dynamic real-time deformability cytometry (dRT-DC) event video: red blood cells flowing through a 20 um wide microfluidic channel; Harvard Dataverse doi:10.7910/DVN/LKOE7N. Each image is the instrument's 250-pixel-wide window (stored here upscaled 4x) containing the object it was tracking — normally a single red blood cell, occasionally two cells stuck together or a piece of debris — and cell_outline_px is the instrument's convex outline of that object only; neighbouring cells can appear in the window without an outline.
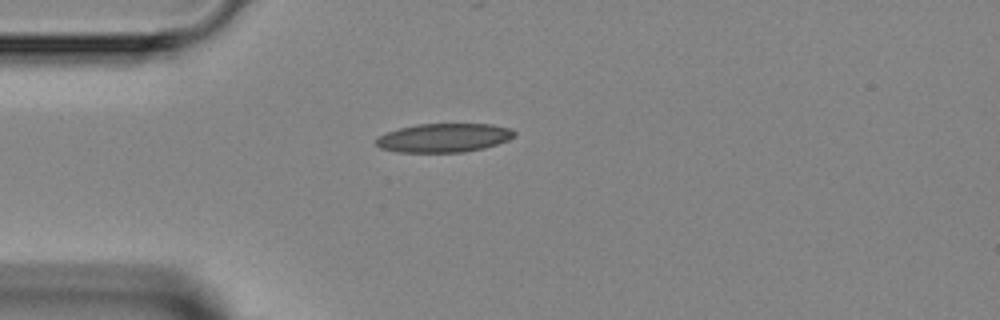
{"species": "Egyptian fruit bat (a non-hibernating species)", "species_latin": "Rousettus aegyptiacus", "temperature_condition": "room temperature", "stored_images_in_passage": 2, "camera_frame_rate_fps": 3000, "um_per_image_px": 0.085, "animal": {"sex": "female"}, "frame": {"image": 1, "passage_image": 1, "time_ms": 0.0, "image_size_px": [1000, 320], "cell_outline_px": [[516, 132], [508, 140], [484, 148], [464, 152], [396, 152], [380, 148], [376, 144], [376, 140], [380, 136], [388, 132], [400, 128], [416, 124], [492, 124], [512, 128]], "centroid_in_image_um": [37.74, 11.71], "position_along_channel_um": 47.3, "area_um2": 23.12}}